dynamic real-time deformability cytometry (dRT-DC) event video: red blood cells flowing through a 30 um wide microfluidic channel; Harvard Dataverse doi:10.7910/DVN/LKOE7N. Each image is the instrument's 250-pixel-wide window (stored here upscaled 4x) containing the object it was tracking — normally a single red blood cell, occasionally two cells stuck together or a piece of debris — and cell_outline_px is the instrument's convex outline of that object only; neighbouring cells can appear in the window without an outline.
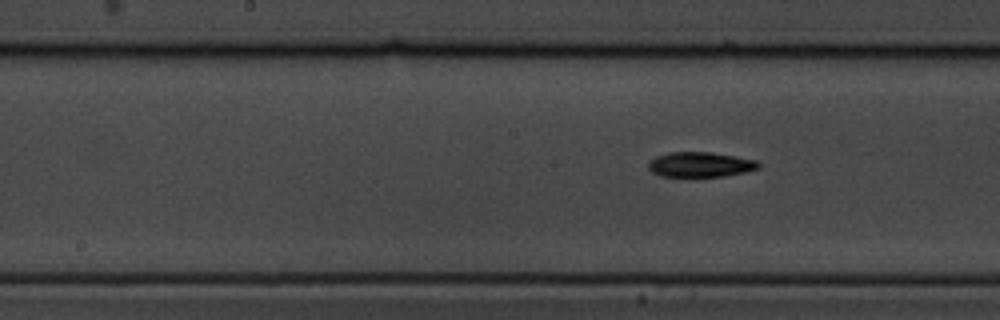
{"species": "common noctule bat (a hibernating species)", "species_latin": "Nyctalus noctula", "temperature_condition": "cold", "stored_images_in_passage": 6, "segment_of_instrument_passage": [2, 2], "camera_frame_rate_fps": 3000, "um_per_image_px": 0.085, "animal": {"sex": "male", "body_mass_g": 19.5, "forearm_length_mm": 54.6}, "frame": {"image": 1, "passage_image": 6, "time_ms": 1.667, "image_size_px": [1000, 320], "cell_outline_px": [[764, 164], [760, 168], [744, 172], [724, 176], [660, 176], [652, 172], [648, 168], [648, 160], [656, 156], [668, 152], [712, 152], [736, 156], [756, 160]], "centroid_in_image_um": [59.54, 13.97], "position_along_channel_um": 188.7, "area_um2": 16.24}}